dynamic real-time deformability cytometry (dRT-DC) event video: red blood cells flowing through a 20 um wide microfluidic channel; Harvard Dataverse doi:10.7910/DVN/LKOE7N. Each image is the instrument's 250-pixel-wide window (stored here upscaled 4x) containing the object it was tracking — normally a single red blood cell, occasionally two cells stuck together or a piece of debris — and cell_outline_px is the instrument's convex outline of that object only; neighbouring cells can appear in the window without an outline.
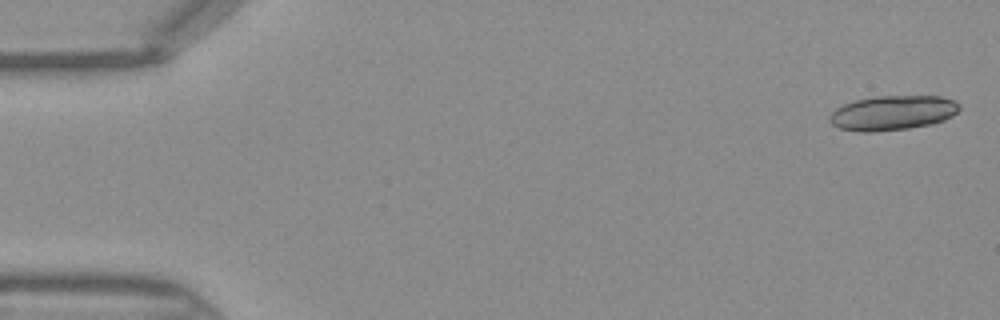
{"species": "Egyptian fruit bat (a non-hibernating species)", "species_latin": "Rousettus aegyptiacus", "temperature_condition": "warm", "stored_images_in_passage": 8, "camera_frame_rate_fps": 3000, "um_per_image_px": 0.085, "frame": {"image": 1, "passage_image": 1, "time_ms": 0.0, "image_size_px": [1000, 320], "cell_outline_px": [[960, 108], [952, 116], [944, 120], [932, 124], [908, 128], [876, 132], [860, 132], [840, 128], [832, 124], [828, 120], [828, 116], [836, 108], [844, 104], [856, 100], [876, 96], [940, 96], [956, 100], [960, 104]], "centroid_in_image_um": [75.88, 9.59], "position_along_channel_um": 9.1, "area_um2": 26.36}}